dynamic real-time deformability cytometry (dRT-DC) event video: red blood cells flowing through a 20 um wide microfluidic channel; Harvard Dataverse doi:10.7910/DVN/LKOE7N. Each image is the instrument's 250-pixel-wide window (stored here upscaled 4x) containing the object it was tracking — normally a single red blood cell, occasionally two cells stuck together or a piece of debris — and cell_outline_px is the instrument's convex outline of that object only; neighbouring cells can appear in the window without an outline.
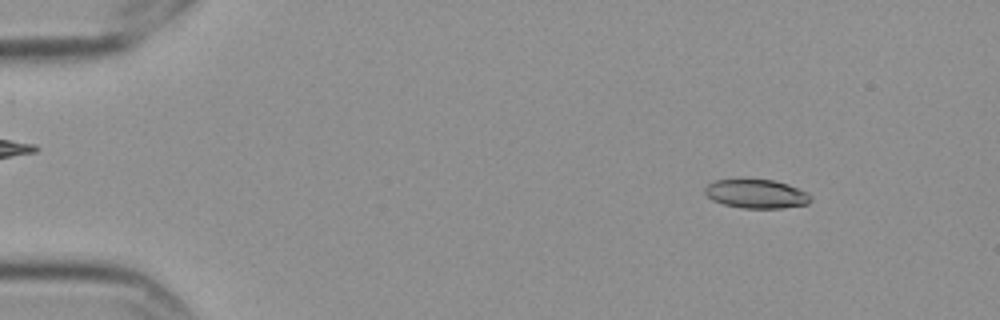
{"species": "Egyptian fruit bat (a non-hibernating species)", "species_latin": "Rousettus aegyptiacus", "temperature_condition": "cold", "stored_images_in_passage": 5, "camera_frame_rate_fps": 3000, "um_per_image_px": 0.085, "frame": {"image": 1, "passage_image": 2, "time_ms": 0.333, "image_size_px": [1000, 320], "cell_outline_px": [[812, 200], [808, 204], [784, 208], [740, 208], [724, 204], [712, 200], [704, 192], [704, 188], [708, 184], [716, 180], [772, 180], [788, 184], [808, 192], [812, 196]], "centroid_in_image_um": [64.33, 16.49], "position_along_channel_um": 20.7, "area_um2": 17.8}}
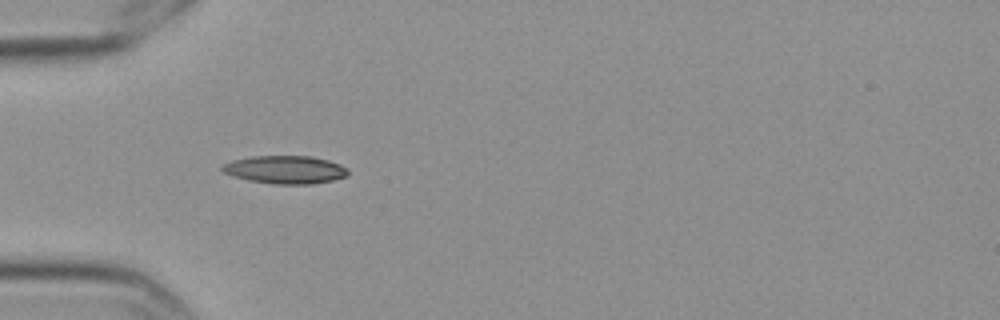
{"frame": {"image": 2, "passage_image": 5, "time_ms": 1.333, "image_size_px": [1000, 320], "cell_outline_px": [[348, 176], [332, 180], [312, 184], [276, 184], [248, 180], [224, 172], [220, 168], [224, 164], [232, 160], [252, 156], [312, 156], [328, 160], [340, 164], [348, 168]], "centroid_in_image_um": [24.28, 14.41], "position_along_channel_um": 60.7, "area_um2": 20.46}}